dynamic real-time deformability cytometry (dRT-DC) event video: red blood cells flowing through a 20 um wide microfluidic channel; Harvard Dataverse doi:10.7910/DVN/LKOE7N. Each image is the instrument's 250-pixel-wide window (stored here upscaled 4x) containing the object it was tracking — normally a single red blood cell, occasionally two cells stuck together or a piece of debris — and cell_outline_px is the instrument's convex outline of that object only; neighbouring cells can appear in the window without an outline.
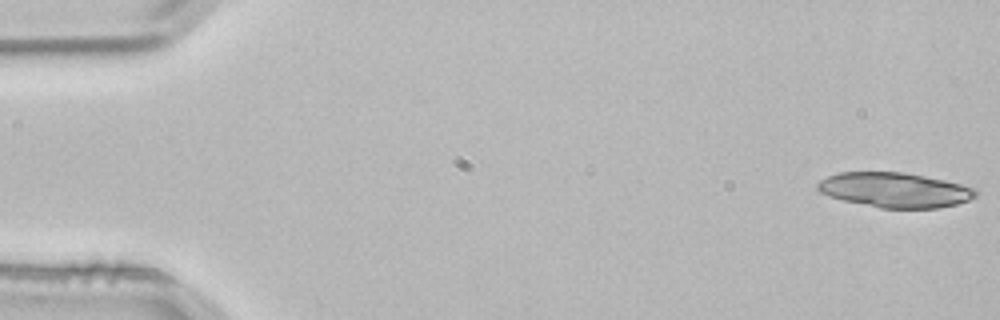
{"species": "common noctule bat (a hibernating species)", "species_latin": "Nyctalus noctula", "temperature_condition": "room temperature", "stored_images_in_passage": 4, "camera_frame_rate_fps": 3000, "um_per_image_px": 0.085, "animal": {"sex": "male", "body_mass_g": 21.5, "forearm_length_mm": 52.0}, "frame": {"image": 1, "passage_image": 1, "time_ms": 0.0, "image_size_px": [1000, 320], "cell_outline_px": [[980, 192], [976, 196], [968, 200], [956, 204], [940, 208], [880, 208], [844, 200], [828, 196], [820, 192], [816, 188], [816, 184], [820, 180], [828, 176], [840, 172], [900, 172], [924, 176], [944, 180], [960, 184], [972, 188]], "centroid_in_image_um": [76.04, 16.15], "position_along_channel_um": 9.0, "area_um2": 31.96}}